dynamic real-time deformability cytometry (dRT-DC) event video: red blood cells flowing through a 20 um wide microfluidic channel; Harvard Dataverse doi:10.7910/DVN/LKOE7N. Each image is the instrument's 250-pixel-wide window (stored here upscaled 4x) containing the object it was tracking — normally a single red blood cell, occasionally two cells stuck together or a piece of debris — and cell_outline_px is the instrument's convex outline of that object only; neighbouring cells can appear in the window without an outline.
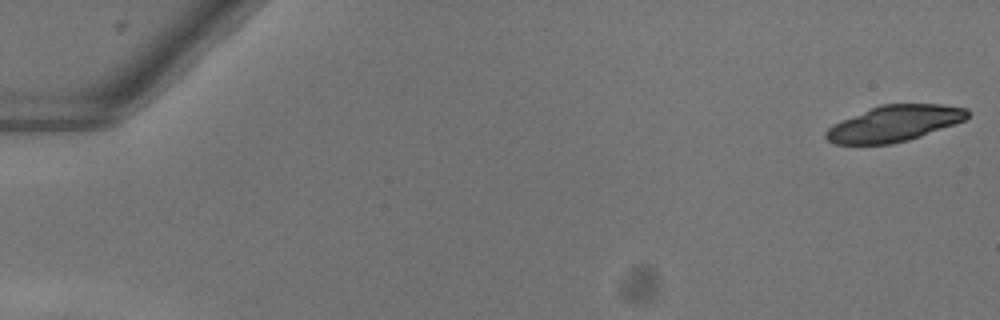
{"species": "common noctule bat (a hibernating species)", "species_latin": "Nyctalus noctula", "temperature_condition": "warm", "stored_images_in_passage": 20, "camera_frame_rate_fps": 3000, "um_per_image_px": 0.085, "animal": {"sex": "female"}, "frame": {"image": 1, "passage_image": 1, "time_ms": 0.0, "image_size_px": [1000, 320], "cell_outline_px": [[968, 116], [964, 120], [920, 136], [908, 140], [892, 144], [836, 144], [828, 140], [824, 136], [824, 132], [832, 124], [880, 104], [940, 104], [968, 108]], "centroid_in_image_um": [75.98, 10.49], "position_along_channel_um": 9.0, "area_um2": 29.48}}
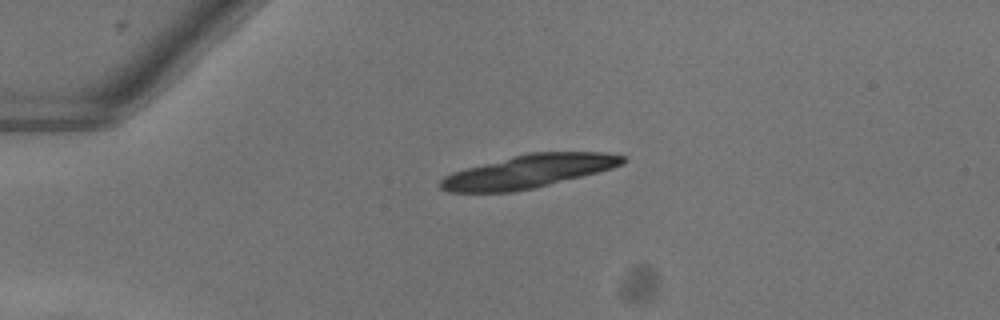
{"frame": {"image": 2, "passage_image": 13, "time_ms": 4.0, "image_size_px": [1000, 320], "cell_outline_px": [[628, 160], [624, 164], [612, 168], [532, 188], [512, 192], [448, 192], [440, 188], [436, 184], [444, 176], [452, 172], [528, 152], [604, 152], [624, 156]], "centroid_in_image_um": [44.9, 14.56], "position_along_channel_um": 40.1, "area_um2": 34.85}}